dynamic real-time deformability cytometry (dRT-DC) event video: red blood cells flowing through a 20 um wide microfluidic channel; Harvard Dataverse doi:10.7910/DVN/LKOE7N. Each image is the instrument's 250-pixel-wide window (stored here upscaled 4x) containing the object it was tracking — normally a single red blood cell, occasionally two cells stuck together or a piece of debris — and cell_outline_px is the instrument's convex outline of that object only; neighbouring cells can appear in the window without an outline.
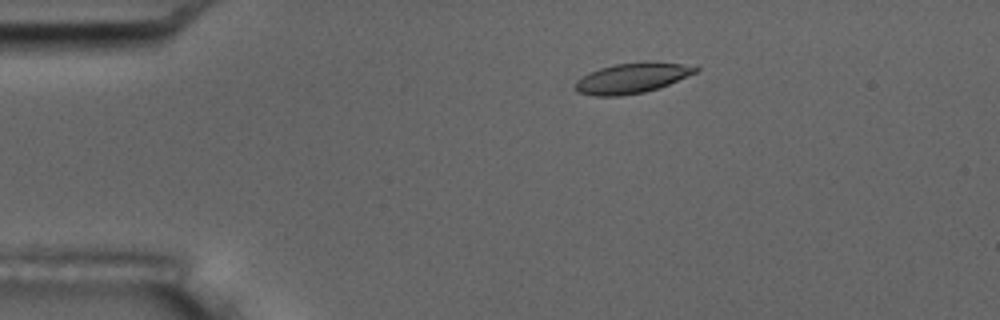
{"species": "common noctule bat (a hibernating species)", "species_latin": "Nyctalus noctula", "temperature_condition": "room temperature", "stored_images_in_passage": 9, "camera_frame_rate_fps": 3000, "um_per_image_px": 0.085, "animal": {"sex": "male", "body_mass_g": 17.5, "forearm_length_mm": 52.3}, "frame": {"image": 1, "passage_image": 4, "time_ms": 3.333, "image_size_px": [1000, 320], "cell_outline_px": [[700, 68], [696, 72], [660, 88], [644, 92], [620, 96], [596, 96], [576, 92], [572, 88], [576, 80], [588, 72], [600, 68], [616, 64], [648, 60], [652, 60], [680, 64]], "centroid_in_image_um": [53.66, 6.63], "position_along_channel_um": 31.3, "area_um2": 21.5}}
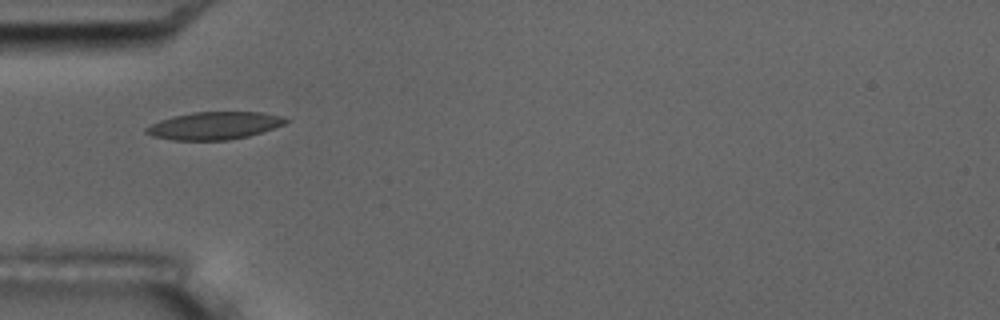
{"frame": {"image": 2, "passage_image": 6, "time_ms": 5.667, "image_size_px": [1000, 320], "cell_outline_px": [[288, 120], [284, 124], [248, 136], [228, 140], [172, 140], [152, 136], [144, 132], [144, 128], [160, 120], [172, 116], [192, 112], [260, 112], [284, 116]], "centroid_in_image_um": [18.17, 10.68], "position_along_channel_um": 66.8, "area_um2": 22.37}}
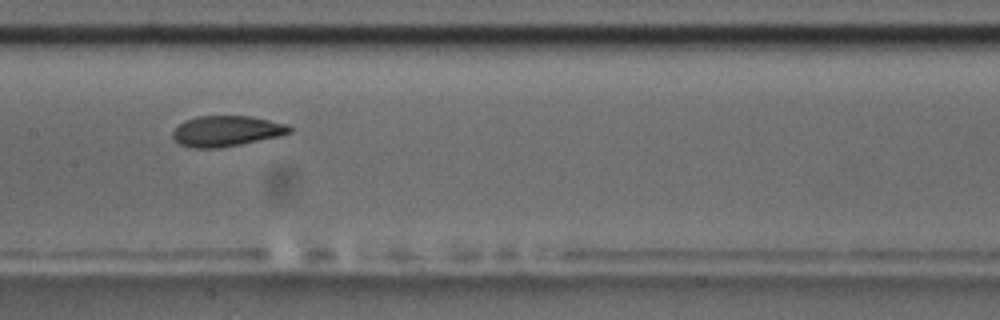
{"frame": {"image": 3, "passage_image": 9, "time_ms": 9.0, "image_size_px": [1000, 320], "cell_outline_px": [[292, 132], [280, 136], [220, 148], [192, 148], [180, 144], [172, 136], [172, 132], [184, 120], [196, 116], [248, 116], [288, 124], [292, 128]], "centroid_in_image_um": [19.25, 11.14], "position_along_channel_um": 188.1, "area_um2": 20.81}}